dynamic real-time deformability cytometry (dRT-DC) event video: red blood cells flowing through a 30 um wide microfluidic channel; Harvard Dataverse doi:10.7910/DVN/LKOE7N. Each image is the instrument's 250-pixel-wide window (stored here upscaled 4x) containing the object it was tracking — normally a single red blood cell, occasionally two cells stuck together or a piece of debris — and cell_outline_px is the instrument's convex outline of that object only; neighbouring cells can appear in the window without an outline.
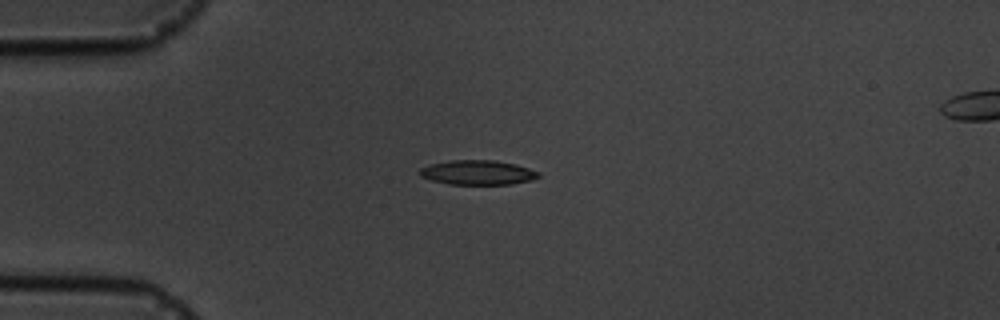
{"species": "common noctule bat (a hibernating species)", "species_latin": "Nyctalus noctula", "temperature_condition": "cold", "stored_images_in_passage": 4, "camera_frame_rate_fps": 3000, "um_per_image_px": 0.085, "animal": {"sex": "male", "body_mass_g": 19.5, "forearm_length_mm": 54.6}, "frame": {"image": 1, "passage_image": 2, "time_ms": 2.0, "image_size_px": [1000, 320], "cell_outline_px": [[540, 176], [532, 180], [512, 184], [448, 184], [432, 180], [420, 176], [420, 168], [428, 164], [452, 160], [492, 160], [516, 164], [540, 172]], "centroid_in_image_um": [40.61, 14.66], "position_along_channel_um": 44.4, "area_um2": 16.99}}
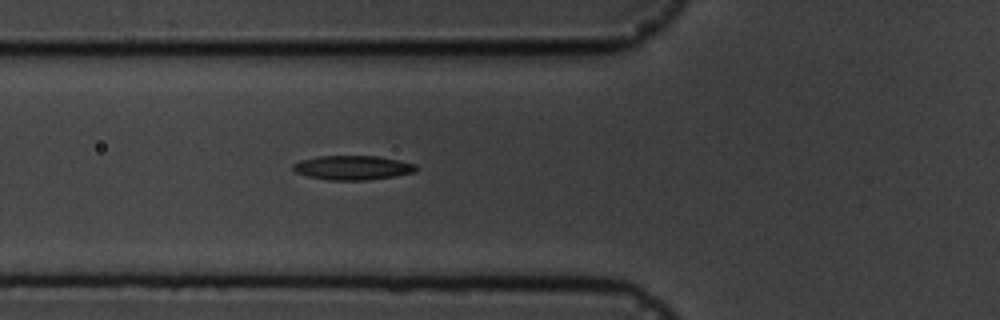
{"frame": {"image": 2, "passage_image": 4, "time_ms": 4.0, "image_size_px": [1000, 320], "cell_outline_px": [[420, 168], [416, 172], [396, 176], [368, 180], [328, 180], [308, 176], [296, 172], [292, 168], [292, 164], [300, 160], [316, 156], [376, 156], [400, 160], [416, 164]], "centroid_in_image_um": [30.02, 14.25], "position_along_channel_um": 95.8, "area_um2": 17.63}}